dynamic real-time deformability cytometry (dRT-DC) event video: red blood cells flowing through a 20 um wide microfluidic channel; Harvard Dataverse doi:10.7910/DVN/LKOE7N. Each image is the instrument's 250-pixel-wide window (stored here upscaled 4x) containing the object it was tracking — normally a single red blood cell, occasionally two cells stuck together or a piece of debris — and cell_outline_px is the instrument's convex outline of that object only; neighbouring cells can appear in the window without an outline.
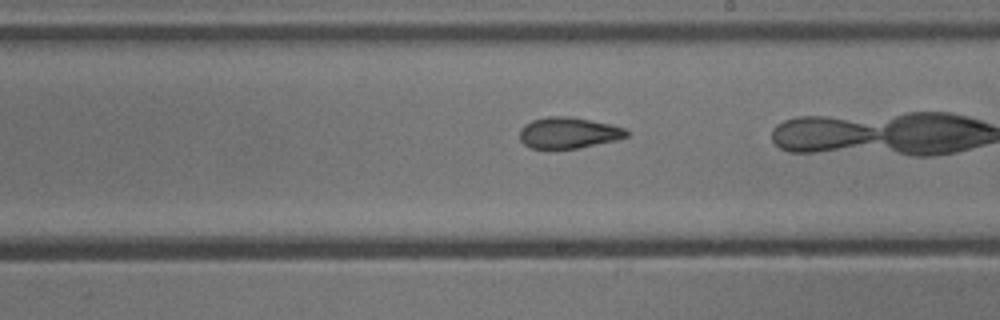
{"species": "common noctule bat (a hibernating species)", "species_latin": "Nyctalus noctula", "temperature_condition": "cold", "stored_images_in_passage": 38, "camera_frame_rate_fps": 3000, "um_per_image_px": 0.085, "animal": {"sex": "male", "body_mass_g": 13.3}, "frame": {"image": 1, "passage_image": 27, "time_ms": 8.667, "image_size_px": [1000, 320], "cell_outline_px": [[628, 136], [616, 140], [576, 148], [532, 148], [524, 144], [520, 140], [520, 128], [524, 124], [532, 120], [548, 116], [572, 116], [608, 124], [624, 128], [628, 132]], "centroid_in_image_um": [48.28, 11.27], "position_along_channel_um": 240.7, "area_um2": 19.19}}
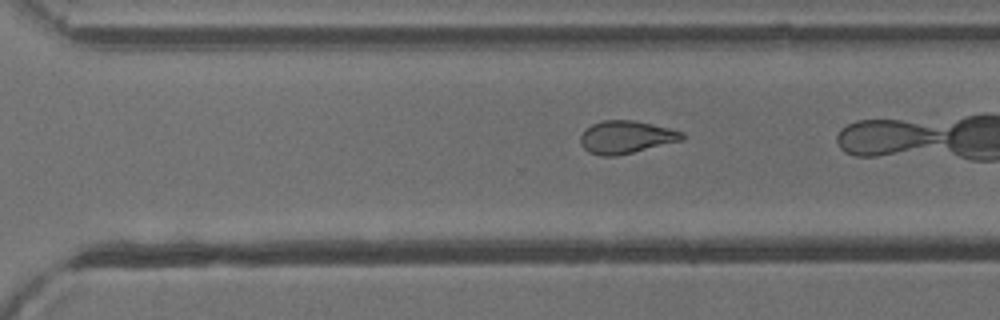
{"frame": {"image": 2, "passage_image": 33, "time_ms": 10.667, "image_size_px": [1000, 320], "cell_outline_px": [[684, 140], [616, 156], [600, 156], [588, 152], [580, 144], [580, 136], [584, 128], [592, 124], [604, 120], [632, 120], [652, 124], [684, 132]], "centroid_in_image_um": [53.19, 11.66], "position_along_channel_um": 317.4, "area_um2": 19.48}}